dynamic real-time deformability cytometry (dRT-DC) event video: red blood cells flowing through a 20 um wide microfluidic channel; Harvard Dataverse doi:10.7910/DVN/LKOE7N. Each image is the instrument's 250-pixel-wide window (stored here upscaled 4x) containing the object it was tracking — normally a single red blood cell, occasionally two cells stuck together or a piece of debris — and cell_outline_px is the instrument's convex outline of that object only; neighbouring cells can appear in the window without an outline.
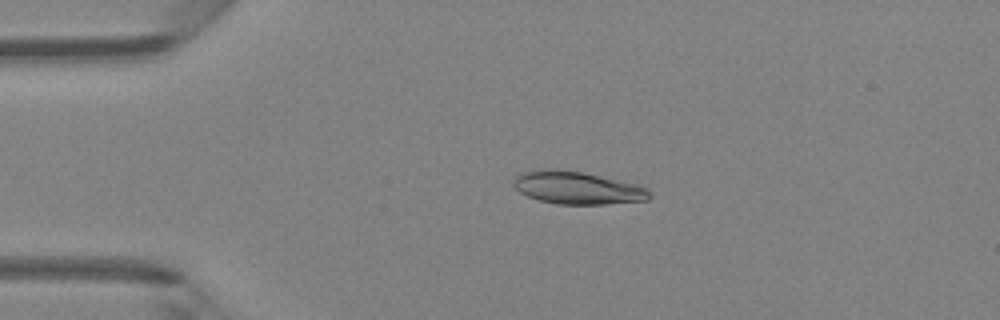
{"species": "Egyptian fruit bat (a non-hibernating species)", "species_latin": "Rousettus aegyptiacus", "temperature_condition": "room temperature", "stored_images_in_passage": 47, "camera_frame_rate_fps": 3000, "um_per_image_px": 0.085, "animal": {"sex": "female"}, "frame": {"image": 1, "passage_image": 10, "time_ms": 3.0, "image_size_px": [1000, 320], "cell_outline_px": [[652, 196], [648, 200], [604, 204], [556, 204], [540, 200], [528, 196], [520, 192], [512, 184], [512, 180], [516, 176], [524, 172], [540, 168], [548, 168], [580, 172], [640, 184], [648, 188], [652, 192]], "centroid_in_image_um": [49.11, 15.96], "position_along_channel_um": 35.9, "area_um2": 26.01}}
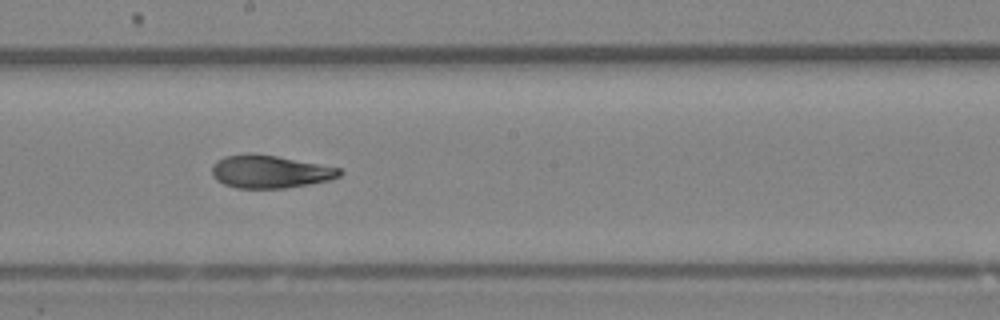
{"frame": {"image": 2, "passage_image": 26, "time_ms": 8.333, "image_size_px": [1000, 320], "cell_outline_px": [[344, 172], [340, 176], [328, 180], [308, 184], [284, 188], [236, 188], [224, 184], [216, 180], [212, 176], [212, 164], [216, 160], [224, 156], [276, 156], [340, 168]], "centroid_in_image_um": [22.95, 14.62], "position_along_channel_um": 225.3, "area_um2": 23.76}}
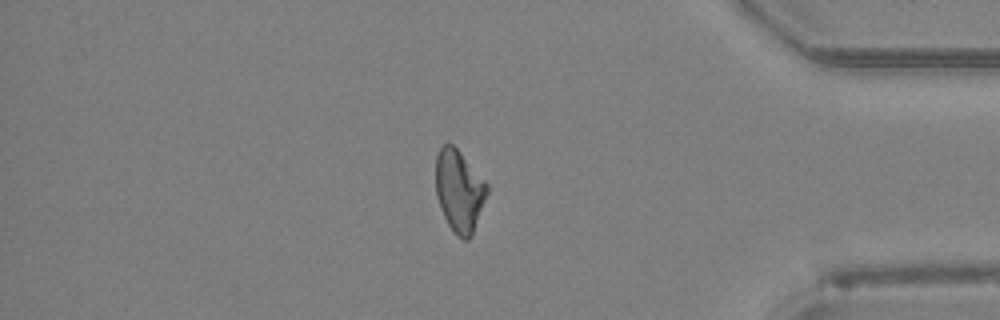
{"frame": {"image": 3, "passage_image": 40, "time_ms": 13.0, "image_size_px": [1000, 320], "cell_outline_px": [[488, 192], [472, 236], [468, 240], [464, 240], [456, 236], [448, 224], [444, 216], [436, 196], [436, 156], [440, 148], [444, 144], [452, 144], [460, 152], [488, 184]], "centroid_in_image_um": [39.04, 16.25], "position_along_channel_um": 396.2, "area_um2": 24.39}, "authors_computed_cell_mechanics": {"area_um2": 25.0274, "velocity_mm_per_s": 4.2756, "shape_relaxation_time_tau1_ms": 8.0744, "shape_relaxation_time_tau2_ms": 2.8644, "deformation_change_tau1": 0.2069, "deformation_change_tau2": 0.0765}}